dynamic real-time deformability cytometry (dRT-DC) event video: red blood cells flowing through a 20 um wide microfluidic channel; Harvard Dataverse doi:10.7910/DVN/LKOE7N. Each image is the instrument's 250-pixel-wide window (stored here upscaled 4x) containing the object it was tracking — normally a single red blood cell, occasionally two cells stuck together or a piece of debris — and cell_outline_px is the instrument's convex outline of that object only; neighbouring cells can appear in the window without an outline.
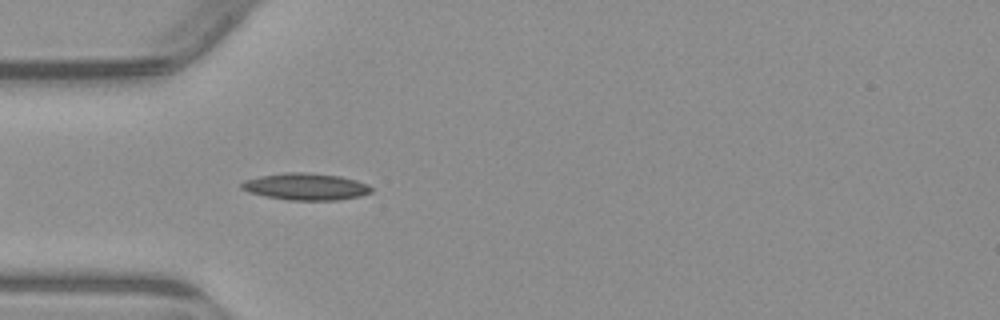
{"species": "common noctule bat (a hibernating species)", "species_latin": "Nyctalus noctula", "temperature_condition": "warm", "stored_images_in_passage": 3, "camera_frame_rate_fps": 3000, "um_per_image_px": 0.085, "animal": {"sex": "male", "body_mass_g": 23.1, "forearm_length_mm": 52.7}, "frame": {"image": 1, "passage_image": 3, "time_ms": 2.333, "image_size_px": [1000, 320], "cell_outline_px": [[372, 192], [360, 196], [336, 200], [288, 200], [248, 192], [240, 188], [240, 184], [244, 180], [260, 176], [284, 172], [304, 172], [340, 176], [356, 180], [368, 184], [372, 188]], "centroid_in_image_um": [25.98, 15.86], "position_along_channel_um": 59.0, "area_um2": 20.29}}